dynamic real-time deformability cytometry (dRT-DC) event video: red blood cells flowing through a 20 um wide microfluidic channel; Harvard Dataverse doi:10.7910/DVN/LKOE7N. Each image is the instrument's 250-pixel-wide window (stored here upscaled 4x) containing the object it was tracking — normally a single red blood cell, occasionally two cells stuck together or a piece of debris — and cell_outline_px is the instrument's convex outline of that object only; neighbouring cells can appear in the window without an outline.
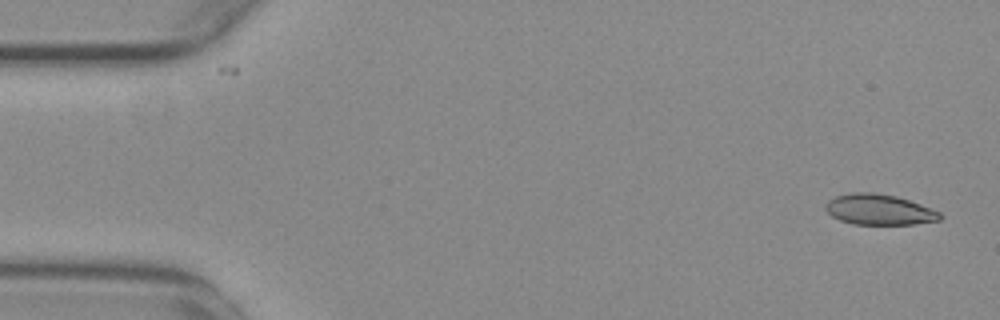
{"species": "common noctule bat (a hibernating species)", "species_latin": "Nyctalus noctula", "temperature_condition": "warm", "stored_images_in_passage": 48, "camera_frame_rate_fps": 3000, "um_per_image_px": 0.085, "animal": {"sex": "female", "body_mass_g": 29.2, "forearm_length_mm": 56.3}, "frame": {"image": 1, "passage_image": 1, "time_ms": 0.0, "image_size_px": [1000, 320], "cell_outline_px": [[944, 216], [940, 220], [912, 224], [852, 224], [840, 220], [832, 216], [824, 208], [824, 204], [828, 200], [836, 196], [852, 192], [876, 192], [896, 196], [920, 204], [940, 212]], "centroid_in_image_um": [74.71, 17.81], "position_along_channel_um": 10.3, "area_um2": 20.46}}
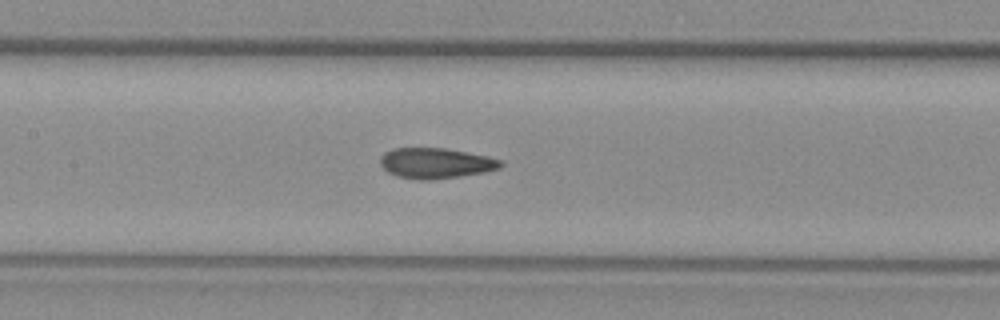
{"frame": {"image": 2, "passage_image": 24, "time_ms": 7.667, "image_size_px": [1000, 320], "cell_outline_px": [[504, 164], [500, 168], [484, 172], [460, 176], [432, 180], [420, 180], [396, 176], [388, 172], [380, 164], [380, 156], [384, 152], [392, 148], [444, 148], [488, 156], [504, 160]], "centroid_in_image_um": [37.04, 13.87], "position_along_channel_um": 170.4, "area_um2": 21.56}}
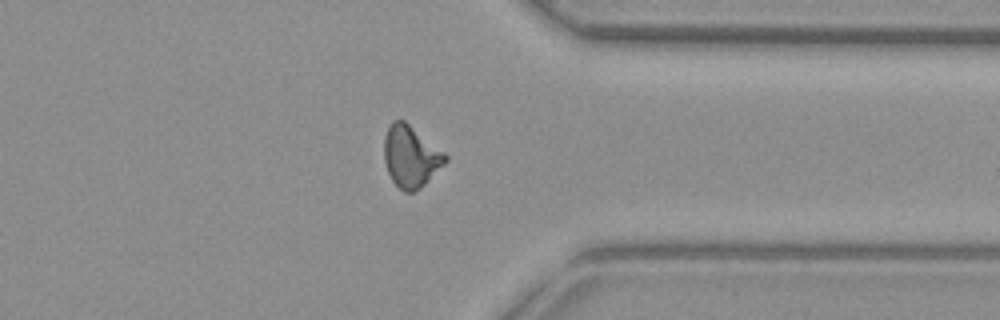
{"frame": {"image": 3, "passage_image": 41, "time_ms": 13.333, "image_size_px": [1000, 320], "cell_outline_px": [[448, 160], [416, 192], [404, 192], [392, 180], [388, 172], [384, 160], [384, 136], [388, 124], [392, 120], [404, 120], [444, 152], [448, 156]], "centroid_in_image_um": [34.89, 13.28], "position_along_channel_um": 376.5, "area_um2": 21.91}}